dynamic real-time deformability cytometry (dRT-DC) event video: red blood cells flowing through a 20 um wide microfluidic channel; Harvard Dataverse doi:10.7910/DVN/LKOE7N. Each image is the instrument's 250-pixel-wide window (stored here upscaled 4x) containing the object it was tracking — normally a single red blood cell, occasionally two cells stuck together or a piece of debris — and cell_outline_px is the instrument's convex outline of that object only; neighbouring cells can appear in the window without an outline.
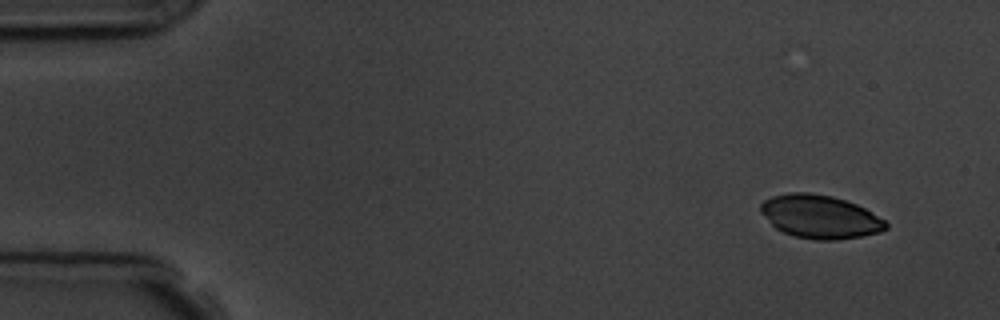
{"species": "common noctule bat (a hibernating species)", "species_latin": "Nyctalus noctula", "temperature_condition": "room temperature", "stored_images_in_passage": 4, "camera_frame_rate_fps": 3000, "um_per_image_px": 0.085, "animal": {"sex": "male", "body_mass_g": 19.5, "forearm_length_mm": 54.6}, "frame": {"image": 1, "passage_image": 1, "time_ms": 0.0, "image_size_px": [1000, 320], "cell_outline_px": [[888, 228], [880, 232], [860, 236], [836, 240], [812, 240], [792, 236], [776, 228], [760, 212], [760, 204], [764, 200], [772, 196], [788, 192], [808, 192], [832, 196], [856, 204], [864, 208], [884, 220], [888, 224]], "centroid_in_image_um": [69.68, 18.42], "position_along_channel_um": 15.3, "area_um2": 31.62}}